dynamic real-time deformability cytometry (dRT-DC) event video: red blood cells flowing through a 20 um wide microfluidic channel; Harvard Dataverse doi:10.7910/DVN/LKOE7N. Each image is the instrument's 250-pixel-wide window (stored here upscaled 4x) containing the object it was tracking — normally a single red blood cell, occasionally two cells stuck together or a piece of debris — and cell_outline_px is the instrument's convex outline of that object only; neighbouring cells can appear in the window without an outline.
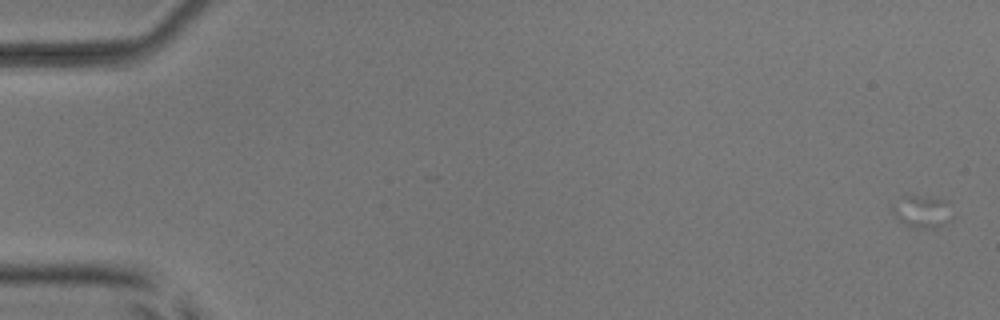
{"species": "common noctule bat (a hibernating species)", "species_latin": "Nyctalus noctula", "temperature_condition": "room temperature", "stored_images_in_passage": 5, "camera_frame_rate_fps": 3000, "um_per_image_px": 0.085, "animal": {"sex": "male", "body_mass_g": 17.9, "forearm_length_mm": 54.2}, "frame": {"image": 1, "passage_image": 1, "time_ms": 0.0, "image_size_px": [1000, 320], "cell_outline_px": [[948, 220], [944, 224], [936, 228], [908, 228], [892, 212], [892, 208], [908, 196], [916, 196], [944, 200]], "centroid_in_image_um": [78.31, 18.05], "position_along_channel_um": 6.7, "area_um2": 10.23}}